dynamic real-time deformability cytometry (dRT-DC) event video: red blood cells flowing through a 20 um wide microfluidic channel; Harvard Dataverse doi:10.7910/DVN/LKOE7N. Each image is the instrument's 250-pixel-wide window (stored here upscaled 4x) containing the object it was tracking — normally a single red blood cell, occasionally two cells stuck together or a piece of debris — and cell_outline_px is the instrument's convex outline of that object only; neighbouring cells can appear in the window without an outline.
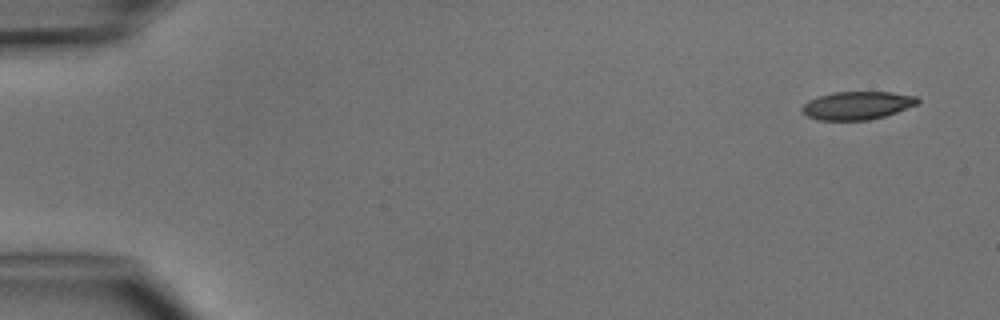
{"species": "common noctule bat (a hibernating species)", "species_latin": "Nyctalus noctula", "temperature_condition": "cold", "stored_images_in_passage": 6, "camera_frame_rate_fps": 3000, "um_per_image_px": 0.085, "animal": {"sex": "male", "body_mass_g": 15.6}, "frame": {"image": 1, "passage_image": 1, "time_ms": 0.0, "image_size_px": [1000, 320], "cell_outline_px": [[920, 100], [916, 104], [896, 112], [884, 116], [868, 120], [816, 120], [808, 116], [800, 108], [808, 100], [832, 92], [892, 92], [916, 96]], "centroid_in_image_um": [72.84, 8.96], "position_along_channel_um": 12.2, "area_um2": 18.79}}
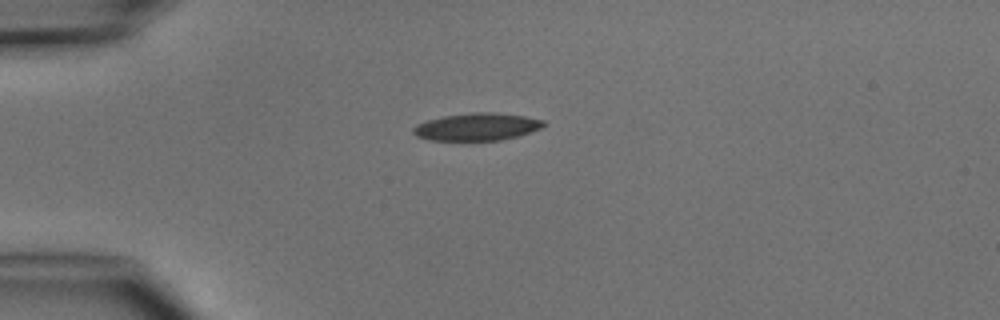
{"frame": {"image": 2, "passage_image": 4, "time_ms": 3.333, "image_size_px": [1000, 320], "cell_outline_px": [[548, 124], [540, 128], [516, 136], [500, 140], [428, 140], [416, 136], [412, 132], [412, 128], [416, 124], [428, 120], [444, 116], [472, 112], [496, 112], [524, 116], [544, 120]], "centroid_in_image_um": [40.52, 10.77], "position_along_channel_um": 44.5, "area_um2": 20.81}}
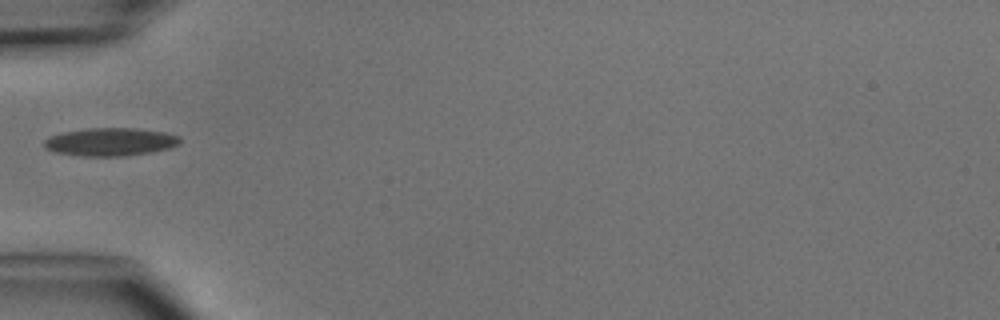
{"frame": {"image": 3, "passage_image": 5, "time_ms": 4.667, "image_size_px": [1000, 320], "cell_outline_px": [[180, 144], [168, 148], [152, 152], [124, 156], [84, 156], [52, 152], [44, 148], [44, 140], [48, 136], [60, 132], [88, 128], [132, 128], [164, 132], [180, 136]], "centroid_in_image_um": [9.33, 12.06], "position_along_channel_um": 75.7, "area_um2": 22.37}}